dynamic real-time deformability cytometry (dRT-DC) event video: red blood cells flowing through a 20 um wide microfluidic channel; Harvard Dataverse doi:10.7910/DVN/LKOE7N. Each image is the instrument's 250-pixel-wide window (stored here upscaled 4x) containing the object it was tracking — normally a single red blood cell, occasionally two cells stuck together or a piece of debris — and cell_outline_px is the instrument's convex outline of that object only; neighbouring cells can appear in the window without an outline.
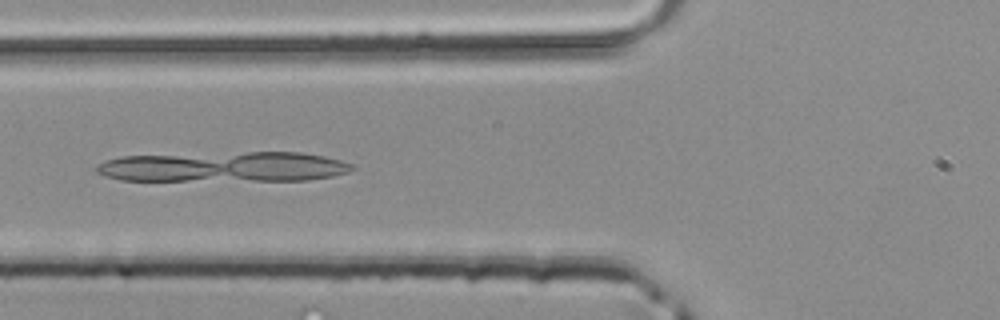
{"species": "common noctule bat (a hibernating species)", "species_latin": "Nyctalus noctula", "temperature_condition": "room temperature", "stored_images_in_passage": 5, "camera_frame_rate_fps": 3000, "um_per_image_px": 0.085, "animal": {"sex": "male", "body_mass_g": 20.4}, "frame": {"image": 1, "passage_image": 5, "time_ms": 1.333, "image_size_px": [1000, 320], "cell_outline_px": [[356, 168], [348, 172], [332, 176], [308, 180], [120, 180], [104, 176], [96, 172], [96, 168], [104, 160], [120, 156], [248, 152], [300, 152], [324, 156], [356, 164]], "centroid_in_image_um": [19.06, 14.18], "position_along_channel_um": 106.7, "area_um2": 44.97}}